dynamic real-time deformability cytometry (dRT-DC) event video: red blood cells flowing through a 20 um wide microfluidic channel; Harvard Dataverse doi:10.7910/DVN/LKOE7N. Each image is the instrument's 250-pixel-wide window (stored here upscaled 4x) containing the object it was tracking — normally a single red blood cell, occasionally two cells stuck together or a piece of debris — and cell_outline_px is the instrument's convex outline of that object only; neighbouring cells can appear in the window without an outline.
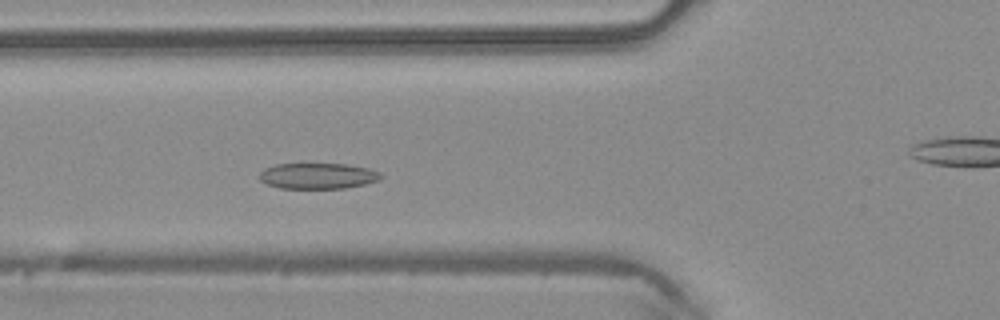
{"species": "common noctule bat (a hibernating species)", "species_latin": "Nyctalus noctula", "temperature_condition": "warm", "stored_images_in_passage": 45, "camera_frame_rate_fps": 3000, "um_per_image_px": 0.085, "animal": {"sex": "male", "body_mass_g": 20.4}, "frame": {"image": 1, "passage_image": 13, "time_ms": 4.0, "image_size_px": [1000, 320], "cell_outline_px": [[384, 176], [380, 180], [364, 184], [344, 188], [280, 188], [268, 184], [260, 180], [260, 172], [264, 168], [276, 164], [348, 164], [368, 168], [380, 172]], "centroid_in_image_um": [27.04, 14.95], "position_along_channel_um": 98.8, "area_um2": 18.26}}
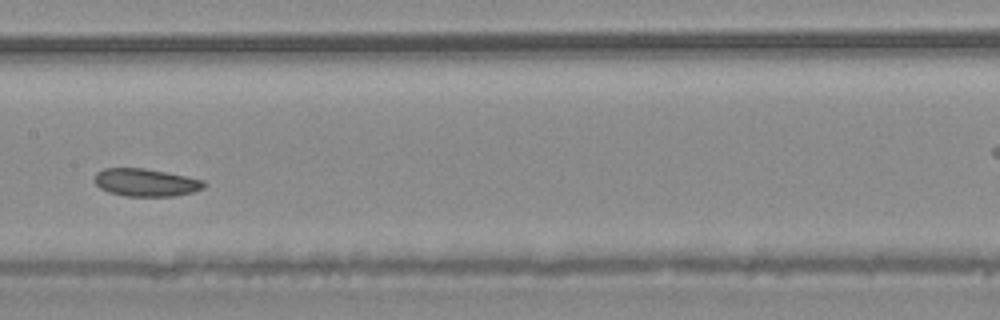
{"frame": {"image": 2, "passage_image": 20, "time_ms": 6.333, "image_size_px": [1000, 320], "cell_outline_px": [[204, 188], [192, 192], [172, 196], [128, 196], [108, 192], [100, 188], [92, 180], [96, 172], [104, 168], [144, 168], [188, 176], [204, 180]], "centroid_in_image_um": [12.36, 15.5], "position_along_channel_um": 195.0, "area_um2": 17.74}}
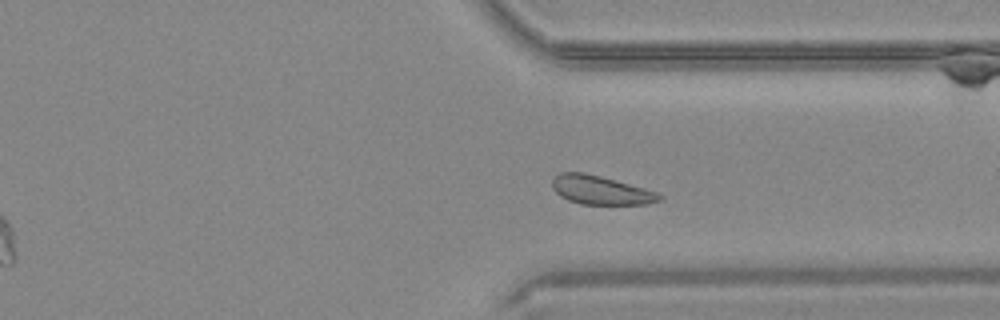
{"frame": {"image": 3, "passage_image": 32, "time_ms": 10.333, "image_size_px": [1000, 320], "cell_outline_px": [[664, 196], [660, 200], [648, 204], [580, 204], [568, 200], [560, 196], [552, 188], [552, 180], [560, 172], [580, 172], [600, 176], [660, 192]], "centroid_in_image_um": [51.08, 16.17], "position_along_channel_um": 360.3, "area_um2": 17.98}, "authors_computed_cell_mechanics": {"area_um2": 19.074, "velocity_mm_per_s": 4.1176, "shape_relaxation_time_tau1_ms": 3.3595, "shape_relaxation_time_tau2_ms": null, "deformation_change_tau1": 0.0737, "deformation_change_tau2": null}}